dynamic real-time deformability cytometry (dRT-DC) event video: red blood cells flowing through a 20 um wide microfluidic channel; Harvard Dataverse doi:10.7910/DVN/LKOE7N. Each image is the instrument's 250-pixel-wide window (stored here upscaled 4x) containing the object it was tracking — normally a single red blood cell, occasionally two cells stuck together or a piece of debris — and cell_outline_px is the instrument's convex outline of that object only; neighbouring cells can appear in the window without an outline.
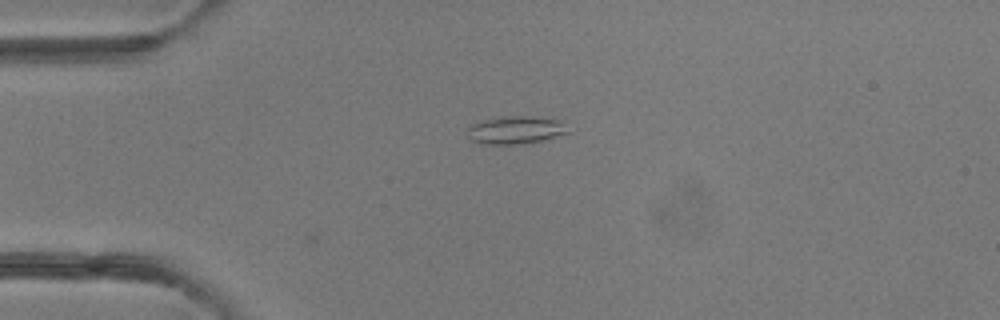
{"species": "common noctule bat (a hibernating species)", "species_latin": "Nyctalus noctula", "temperature_condition": "room temperature", "stored_images_in_passage": 2, "camera_frame_rate_fps": 3000, "um_per_image_px": 0.085, "animal": {"sex": "female"}, "frame": {"image": 1, "passage_image": 2, "time_ms": 0.333, "image_size_px": [1000, 320], "cell_outline_px": [[572, 132], [524, 144], [480, 144], [472, 140], [468, 136], [468, 124], [484, 120], [504, 116], [524, 116], [560, 120]], "centroid_in_image_um": [43.8, 11.05], "position_along_channel_um": 41.2, "area_um2": 16.3}}